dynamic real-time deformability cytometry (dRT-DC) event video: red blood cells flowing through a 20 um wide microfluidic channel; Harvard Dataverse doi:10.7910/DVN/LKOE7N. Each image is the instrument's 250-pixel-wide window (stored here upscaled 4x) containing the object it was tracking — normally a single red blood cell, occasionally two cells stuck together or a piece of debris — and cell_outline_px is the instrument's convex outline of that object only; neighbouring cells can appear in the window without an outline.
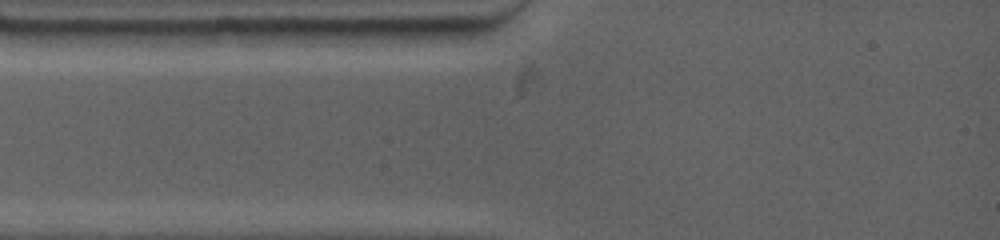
{"species": "common noctule bat (a hibernating species)", "species_latin": "Nyctalus noctula", "temperature_condition": "warm", "stored_images_in_passage": 1, "camera_frame_rate_fps": 4500, "um_per_image_px": 0.085, "animal": {"sex": "female", "body_mass_g": 19.0, "forearm_length_mm": 53.3}, "frame": {"image": 1, "passage_image": 1, "time_ms": 0.0, "image_size_px": [1000, 240], "cell_outline_px": [[176, 32], [160, 48], [152, 48], [108, 44], [68, 32], [68, 28], [120, 28]], "centroid_in_image_um": [10.66, 3.1], "position_along_channel_um": 74.3, "area_um2": 10.35}}